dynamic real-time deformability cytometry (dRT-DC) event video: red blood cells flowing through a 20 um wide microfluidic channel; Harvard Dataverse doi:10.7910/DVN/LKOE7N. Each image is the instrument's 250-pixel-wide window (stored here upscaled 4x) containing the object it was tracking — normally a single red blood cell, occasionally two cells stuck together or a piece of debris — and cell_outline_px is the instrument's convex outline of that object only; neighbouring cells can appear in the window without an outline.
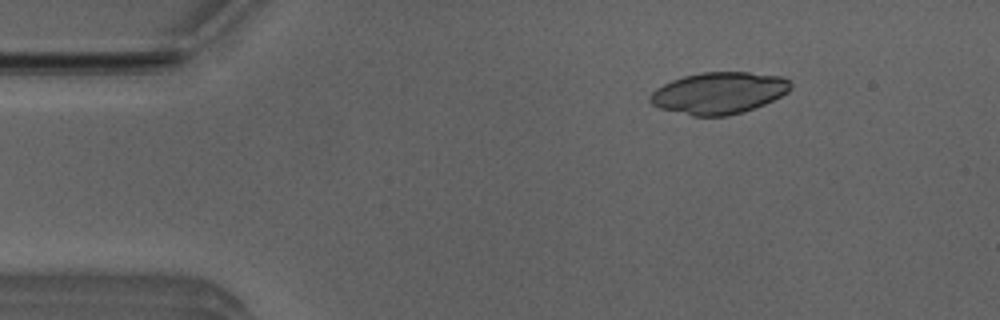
{"species": "Egyptian fruit bat (a non-hibernating species)", "species_latin": "Rousettus aegyptiacus", "temperature_condition": "room temperature", "stored_images_in_passage": 3, "camera_frame_rate_fps": 3000, "um_per_image_px": 0.085, "animal": {"sex": "male"}, "frame": {"image": 1, "passage_image": 2, "time_ms": 0.333, "image_size_px": [1000, 320], "cell_outline_px": [[792, 88], [788, 92], [764, 104], [744, 112], [728, 116], [692, 116], [660, 108], [652, 104], [648, 100], [648, 96], [656, 88], [672, 80], [684, 76], [704, 72], [748, 72], [784, 76], [792, 84]], "centroid_in_image_um": [61.11, 7.9], "position_along_channel_um": 23.9, "area_um2": 34.28}}